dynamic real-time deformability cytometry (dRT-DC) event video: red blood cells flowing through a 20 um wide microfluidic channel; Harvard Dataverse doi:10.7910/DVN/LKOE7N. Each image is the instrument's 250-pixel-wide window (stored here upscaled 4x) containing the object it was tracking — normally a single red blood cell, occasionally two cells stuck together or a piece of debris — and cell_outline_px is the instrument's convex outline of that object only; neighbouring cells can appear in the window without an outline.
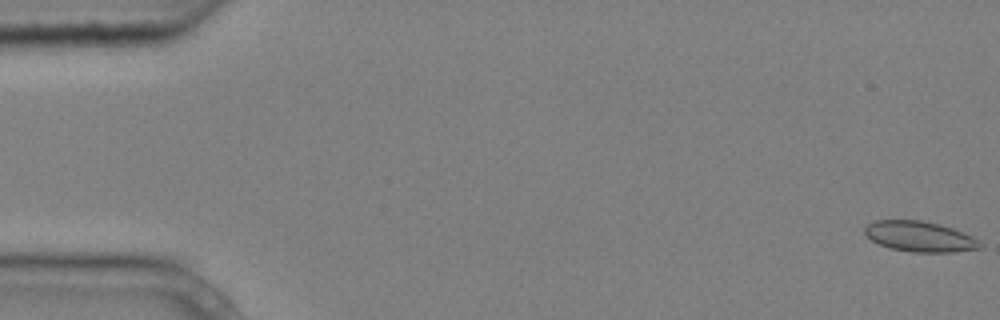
{"species": "common noctule bat (a hibernating species)", "species_latin": "Nyctalus noctula", "temperature_condition": "cold", "stored_images_in_passage": 9, "camera_frame_rate_fps": 3000, "um_per_image_px": 0.085, "animal": {"sex": "male", "body_mass_g": 20.4}, "frame": {"image": 1, "passage_image": 1, "time_ms": 0.0, "image_size_px": [1000, 320], "cell_outline_px": [[984, 244], [980, 248], [952, 252], [912, 252], [892, 248], [880, 244], [872, 240], [864, 232], [864, 228], [868, 224], [876, 220], [920, 220], [940, 224], [952, 228], [972, 236]], "centroid_in_image_um": [78.2, 20.1], "position_along_channel_um": 6.8, "area_um2": 20.29}}
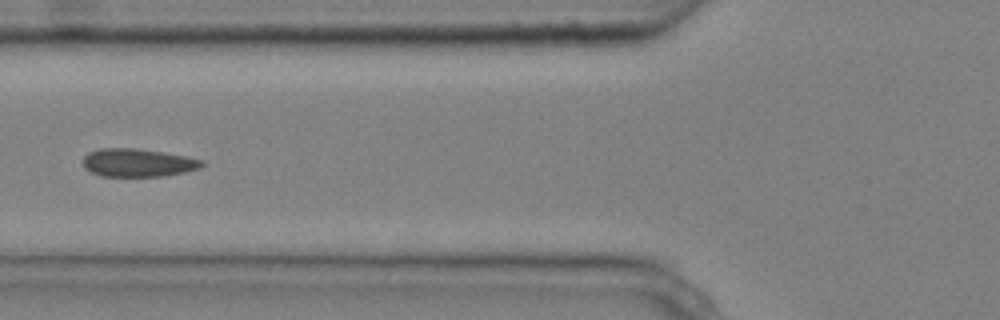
{"frame": {"image": 2, "passage_image": 6, "time_ms": 1.667, "image_size_px": [1000, 320], "cell_outline_px": [[204, 164], [200, 168], [184, 172], [160, 176], [100, 176], [84, 168], [84, 156], [88, 152], [100, 148], [132, 148], [188, 156], [204, 160]], "centroid_in_image_um": [11.72, 13.83], "position_along_channel_um": 114.1, "area_um2": 19.36}}